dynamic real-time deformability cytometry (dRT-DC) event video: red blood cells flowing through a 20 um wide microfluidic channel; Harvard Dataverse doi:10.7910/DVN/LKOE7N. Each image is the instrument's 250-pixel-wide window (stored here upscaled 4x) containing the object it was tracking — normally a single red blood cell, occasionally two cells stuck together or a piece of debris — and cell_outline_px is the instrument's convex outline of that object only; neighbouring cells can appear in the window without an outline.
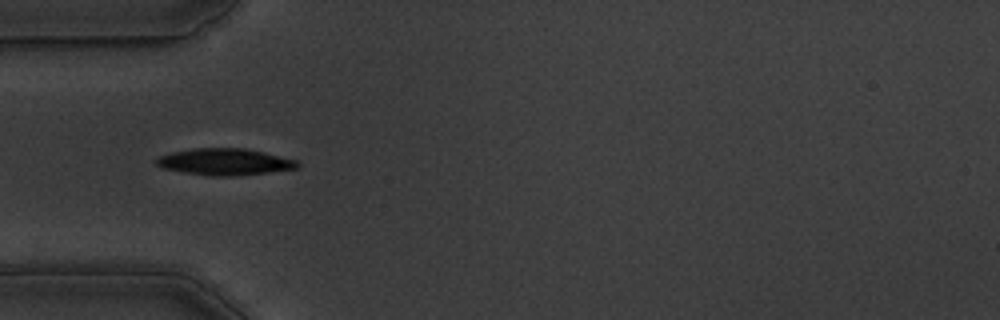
{"species": "common noctule bat (a hibernating species)", "species_latin": "Nyctalus noctula", "temperature_condition": "warm", "stored_images_in_passage": 32, "camera_frame_rate_fps": 3000, "um_per_image_px": 0.085, "animal": {"sex": "male", "body_mass_g": 19.5, "forearm_length_mm": 54.6}, "frame": {"image": 1, "passage_image": 1, "time_ms": 0.0, "image_size_px": [1000, 320], "cell_outline_px": [[300, 168], [268, 172], [228, 176], [212, 176], [184, 172], [164, 168], [156, 164], [156, 160], [160, 156], [172, 152], [192, 148], [244, 148], [264, 152], [296, 160], [300, 164]], "centroid_in_image_um": [19.12, 13.75], "position_along_channel_um": 65.9, "area_um2": 21.68}}
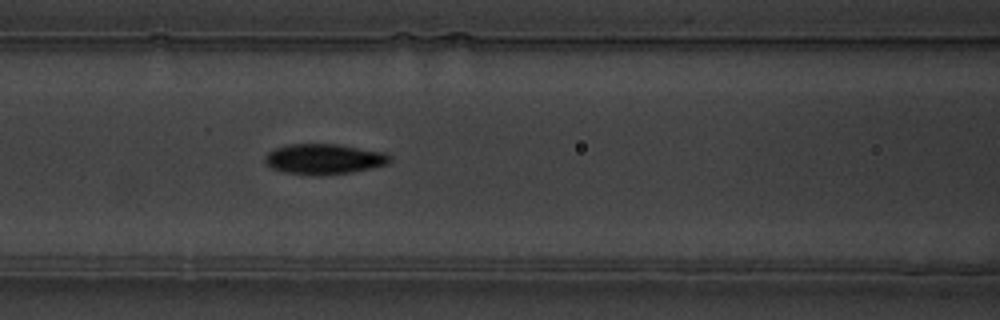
{"frame": {"image": 2, "passage_image": 7, "time_ms": 2.0, "image_size_px": [1000, 320], "cell_outline_px": [[392, 156], [388, 164], [352, 172], [320, 176], [312, 176], [284, 172], [272, 168], [264, 160], [264, 156], [268, 152], [276, 148], [288, 144], [340, 144], [384, 152]], "centroid_in_image_um": [27.55, 13.52], "position_along_channel_um": 139.1, "area_um2": 22.31}}
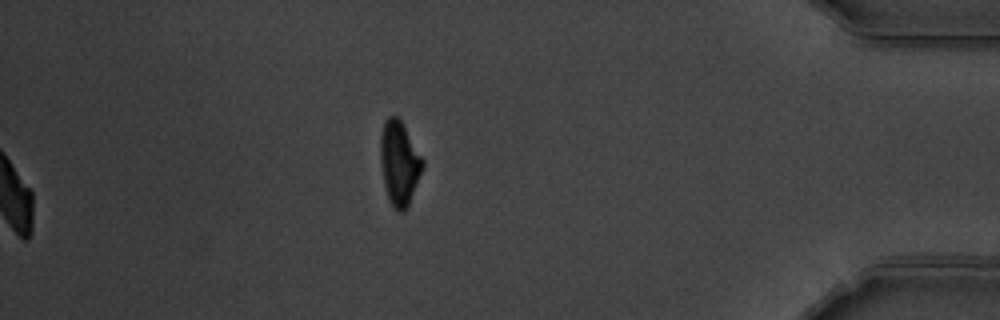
{"frame": {"image": 3, "passage_image": 32, "time_ms": 10.333, "image_size_px": [1000, 320], "cell_outline_px": [[424, 164], [408, 208], [400, 212], [388, 200], [384, 184], [380, 160], [380, 136], [384, 120], [388, 116], [396, 116], [400, 120], [424, 160]], "centroid_in_image_um": [33.93, 13.86], "position_along_channel_um": 401.3, "area_um2": 20.52}, "authors_computed_cell_mechanics": {"area_um2": 21.0392, "velocity_mm_per_s": 3.6523, "shape_relaxation_time_tau1_ms": 2.178, "shape_relaxation_time_tau2_ms": 2.6187, "deformation_change_tau1": 0.1527, "deformation_change_tau2": 0.0933}}